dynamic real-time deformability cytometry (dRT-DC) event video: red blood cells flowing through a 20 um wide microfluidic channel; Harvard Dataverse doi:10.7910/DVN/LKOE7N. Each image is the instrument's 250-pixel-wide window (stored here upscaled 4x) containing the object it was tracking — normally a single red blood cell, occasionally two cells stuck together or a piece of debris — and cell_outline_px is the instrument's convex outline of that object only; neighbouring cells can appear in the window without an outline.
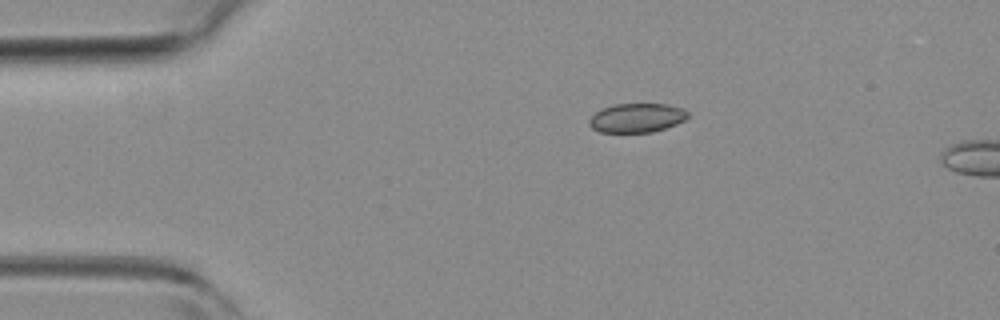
{"species": "common noctule bat (a hibernating species)", "species_latin": "Nyctalus noctula", "temperature_condition": "room temperature", "stored_images_in_passage": 2, "camera_frame_rate_fps": 3000, "um_per_image_px": 0.085, "animal": {"sex": "female", "body_mass_g": 19.3, "forearm_length_mm": 54.1}, "frame": {"image": 1, "passage_image": 1, "time_ms": 0.0, "image_size_px": [1000, 320], "cell_outline_px": [[688, 116], [684, 120], [676, 124], [652, 132], [600, 132], [592, 128], [588, 124], [588, 120], [596, 112], [604, 108], [616, 104], [668, 104], [684, 108], [688, 112]], "centroid_in_image_um": [54.14, 10.01], "position_along_channel_um": 30.9, "area_um2": 16.65}}